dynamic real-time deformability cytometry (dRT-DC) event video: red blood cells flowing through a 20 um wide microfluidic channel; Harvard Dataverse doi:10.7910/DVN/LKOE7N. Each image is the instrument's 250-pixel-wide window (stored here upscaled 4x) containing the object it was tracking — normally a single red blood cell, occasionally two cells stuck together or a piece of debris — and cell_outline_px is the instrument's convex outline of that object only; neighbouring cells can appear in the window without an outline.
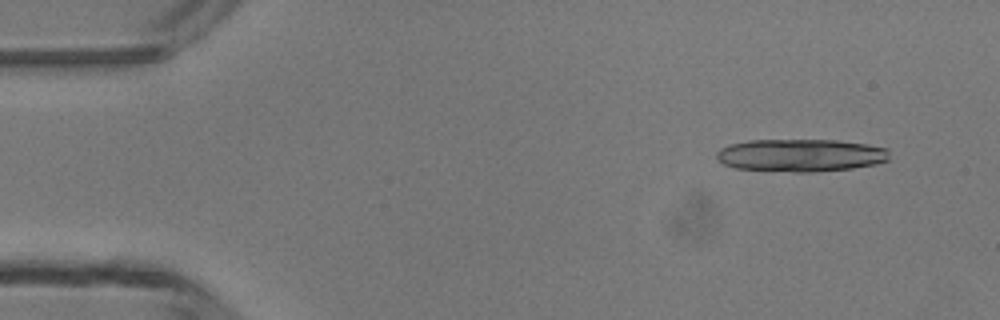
{"species": "common noctule bat (a hibernating species)", "species_latin": "Nyctalus noctula", "temperature_condition": "room temperature", "stored_images_in_passage": 4, "camera_frame_rate_fps": 3000, "um_per_image_px": 0.085, "animal": {"sex": "male", "body_mass_g": 13.3}, "frame": {"image": 1, "passage_image": 1, "time_ms": 0.0, "image_size_px": [1000, 320], "cell_outline_px": [[888, 160], [876, 164], [852, 168], [816, 172], [792, 172], [736, 168], [724, 164], [716, 160], [716, 152], [720, 148], [728, 144], [748, 140], [836, 140], [868, 144], [888, 148]], "centroid_in_image_um": [68.03, 13.19], "position_along_channel_um": 17.0, "area_um2": 33.18}}